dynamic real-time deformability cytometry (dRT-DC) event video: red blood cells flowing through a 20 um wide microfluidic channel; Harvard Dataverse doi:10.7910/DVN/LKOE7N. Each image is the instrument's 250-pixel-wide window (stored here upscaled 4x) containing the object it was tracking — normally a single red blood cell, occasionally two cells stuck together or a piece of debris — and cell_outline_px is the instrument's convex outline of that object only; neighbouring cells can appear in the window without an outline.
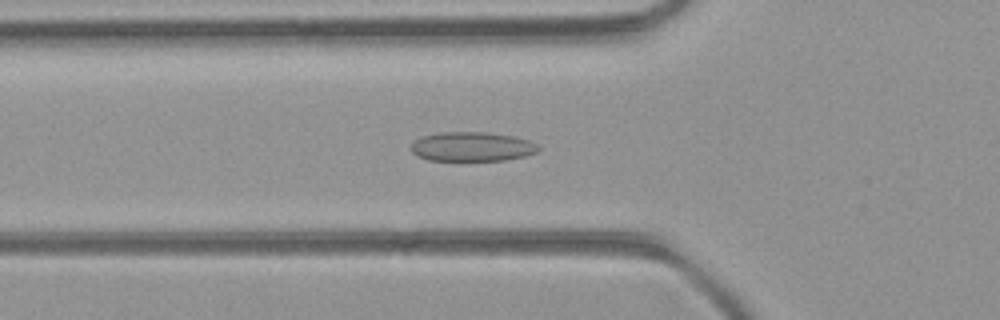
{"species": "common noctule bat (a hibernating species)", "species_latin": "Nyctalus noctula", "temperature_condition": "room temperature", "stored_images_in_passage": 30, "camera_frame_rate_fps": 3000, "um_per_image_px": 0.085, "animal": {"sex": "female", "body_mass_g": 21.9}, "frame": {"image": 1, "passage_image": 3, "time_ms": 0.667, "image_size_px": [1000, 320], "cell_outline_px": [[540, 148], [536, 152], [524, 156], [508, 160], [428, 160], [416, 156], [408, 148], [416, 140], [424, 136], [440, 132], [488, 132], [512, 136], [528, 140], [540, 144]], "centroid_in_image_um": [40.12, 12.46], "position_along_channel_um": 85.7, "area_um2": 21.85}}
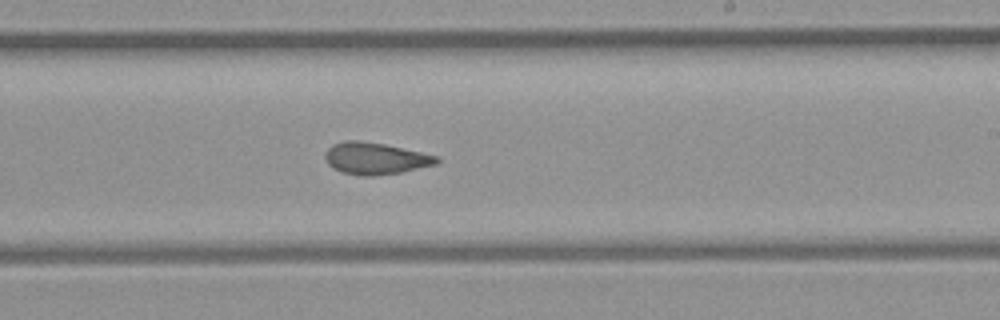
{"frame": {"image": 2, "passage_image": 15, "time_ms": 4.667, "image_size_px": [1000, 320], "cell_outline_px": [[440, 160], [436, 164], [400, 172], [372, 176], [360, 176], [344, 172], [332, 168], [328, 164], [324, 156], [324, 152], [332, 144], [344, 140], [356, 140], [384, 144], [440, 156]], "centroid_in_image_um": [31.88, 13.46], "position_along_channel_um": 257.1, "area_um2": 20.69}}
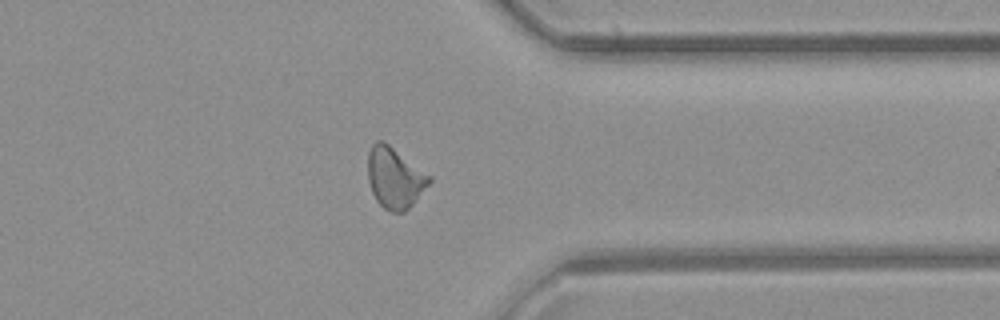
{"frame": {"image": 3, "passage_image": 24, "time_ms": 7.667, "image_size_px": [1000, 320], "cell_outline_px": [[432, 180], [412, 204], [404, 212], [392, 212], [384, 208], [376, 200], [372, 192], [368, 180], [368, 152], [372, 144], [376, 140], [384, 140], [432, 176]], "centroid_in_image_um": [33.54, 15.08], "position_along_channel_um": 377.9, "area_um2": 21.85}, "authors_computed_cell_mechanics": {"area_um2": 20.6346, "velocity_mm_per_s": 4.2609, "shape_relaxation_time_tau1_ms": null, "shape_relaxation_time_tau2_ms": 2.2009, "deformation_change_tau1": null, "deformation_change_tau2": 0.0934}}